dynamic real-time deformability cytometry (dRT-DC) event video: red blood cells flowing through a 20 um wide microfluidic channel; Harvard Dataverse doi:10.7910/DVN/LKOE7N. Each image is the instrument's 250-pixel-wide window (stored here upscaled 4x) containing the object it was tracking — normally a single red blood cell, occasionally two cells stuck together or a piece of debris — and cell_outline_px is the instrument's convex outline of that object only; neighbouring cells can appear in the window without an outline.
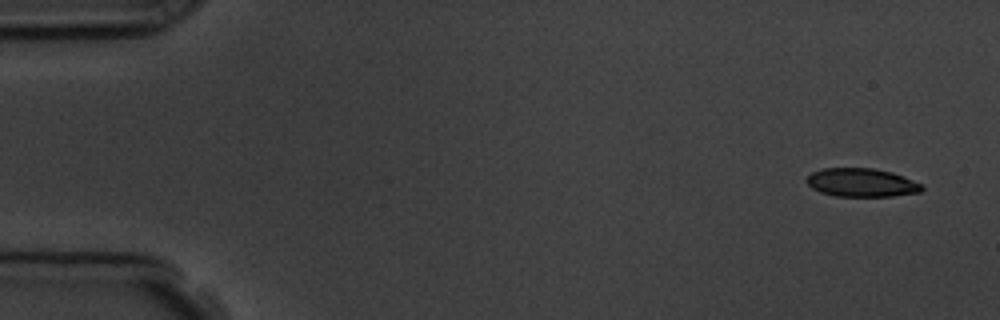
{"species": "common noctule bat (a hibernating species)", "species_latin": "Nyctalus noctula", "temperature_condition": "room temperature", "stored_images_in_passage": 5, "camera_frame_rate_fps": 3000, "um_per_image_px": 0.085, "animal": {"sex": "male", "body_mass_g": 19.5, "forearm_length_mm": 54.6}, "frame": {"image": 1, "passage_image": 1, "time_ms": 0.0, "image_size_px": [1000, 320], "cell_outline_px": [[924, 188], [920, 192], [892, 196], [836, 196], [820, 192], [812, 188], [804, 180], [812, 172], [824, 168], [872, 168], [892, 172], [924, 184]], "centroid_in_image_um": [73.24, 15.52], "position_along_channel_um": 11.8, "area_um2": 19.19}}
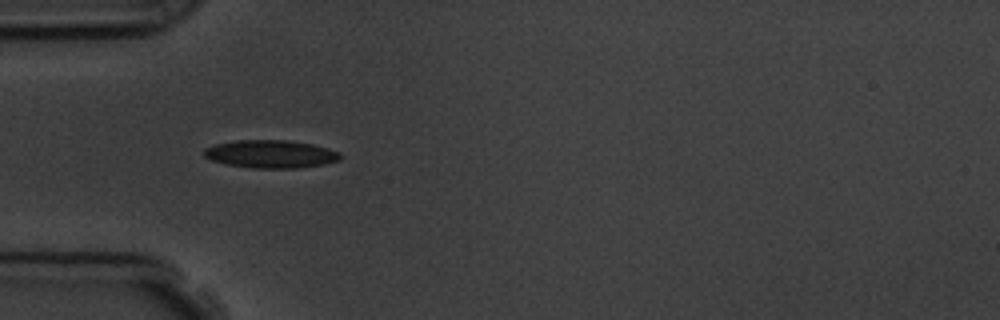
{"frame": {"image": 2, "passage_image": 5, "time_ms": 4.667, "image_size_px": [1000, 320], "cell_outline_px": [[344, 156], [340, 160], [324, 164], [300, 168], [252, 168], [228, 164], [212, 160], [204, 156], [204, 148], [216, 144], [236, 140], [288, 140], [312, 144], [328, 148], [340, 152]], "centroid_in_image_um": [23.06, 13.09], "position_along_channel_um": 61.9, "area_um2": 22.25}}